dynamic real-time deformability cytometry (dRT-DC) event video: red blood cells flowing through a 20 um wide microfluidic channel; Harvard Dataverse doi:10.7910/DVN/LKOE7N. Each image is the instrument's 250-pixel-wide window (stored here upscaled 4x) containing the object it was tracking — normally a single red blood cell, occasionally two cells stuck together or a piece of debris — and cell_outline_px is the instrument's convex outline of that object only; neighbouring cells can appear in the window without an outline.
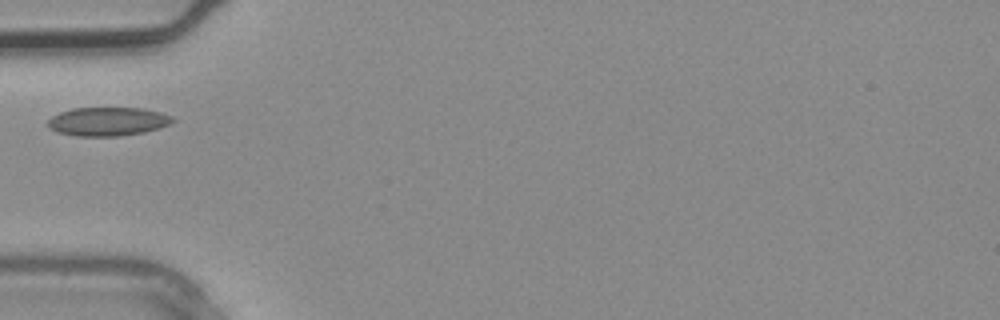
{"species": "common noctule bat (a hibernating species)", "species_latin": "Nyctalus noctula", "temperature_condition": "warm", "stored_images_in_passage": 1, "camera_frame_rate_fps": 3000, "um_per_image_px": 0.085, "animal": {"sex": "male", "body_mass_g": 20.4}, "frame": {"image": 1, "passage_image": 1, "time_ms": 0.0, "image_size_px": [1000, 320], "cell_outline_px": [[176, 120], [172, 124], [160, 128], [144, 132], [120, 136], [76, 136], [56, 132], [48, 124], [48, 120], [52, 116], [60, 112], [72, 108], [144, 108], [160, 112], [172, 116]], "centroid_in_image_um": [9.21, 10.33], "position_along_channel_um": 75.8, "area_um2": 20.98}}